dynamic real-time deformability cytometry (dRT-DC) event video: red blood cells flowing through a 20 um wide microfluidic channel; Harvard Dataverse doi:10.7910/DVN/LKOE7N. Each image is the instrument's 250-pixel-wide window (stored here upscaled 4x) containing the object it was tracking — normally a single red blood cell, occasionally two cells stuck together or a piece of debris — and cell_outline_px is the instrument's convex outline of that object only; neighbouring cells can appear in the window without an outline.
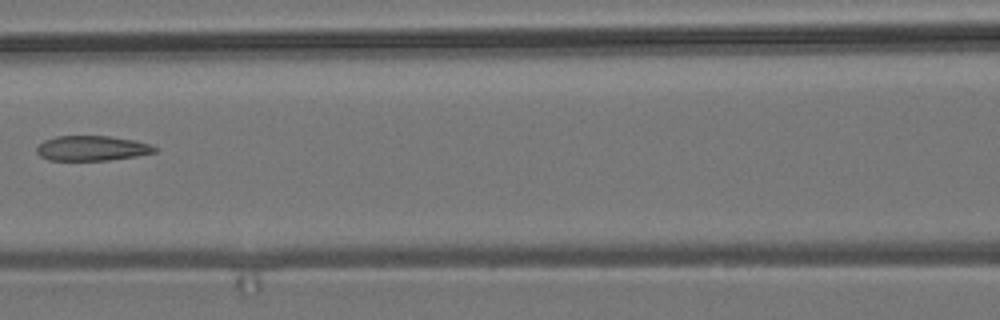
{"species": "common noctule bat (a hibernating species)", "species_latin": "Nyctalus noctula", "temperature_condition": "room temperature", "stored_images_in_passage": 7, "camera_frame_rate_fps": 3000, "um_per_image_px": 0.085, "animal": {"sex": "male", "body_mass_g": 19.2, "forearm_length_mm": 51.8}, "frame": {"image": 1, "passage_image": 6, "time_ms": 5.667, "image_size_px": [1000, 320], "cell_outline_px": [[156, 152], [136, 156], [108, 160], [48, 160], [40, 156], [36, 152], [36, 148], [44, 140], [56, 136], [108, 136], [136, 140], [148, 144], [156, 148]], "centroid_in_image_um": [7.79, 12.6], "position_along_channel_um": 158.8, "area_um2": 17.11}}
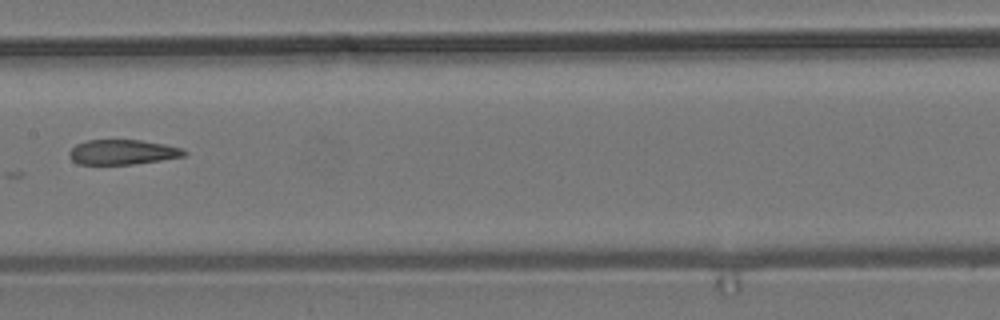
{"frame": {"image": 2, "passage_image": 7, "time_ms": 6.667, "image_size_px": [1000, 320], "cell_outline_px": [[188, 152], [184, 156], [160, 160], [132, 164], [80, 164], [72, 160], [68, 156], [68, 152], [76, 144], [88, 140], [140, 140], [164, 144], [180, 148]], "centroid_in_image_um": [10.39, 12.92], "position_along_channel_um": 197.0, "area_um2": 16.53}}